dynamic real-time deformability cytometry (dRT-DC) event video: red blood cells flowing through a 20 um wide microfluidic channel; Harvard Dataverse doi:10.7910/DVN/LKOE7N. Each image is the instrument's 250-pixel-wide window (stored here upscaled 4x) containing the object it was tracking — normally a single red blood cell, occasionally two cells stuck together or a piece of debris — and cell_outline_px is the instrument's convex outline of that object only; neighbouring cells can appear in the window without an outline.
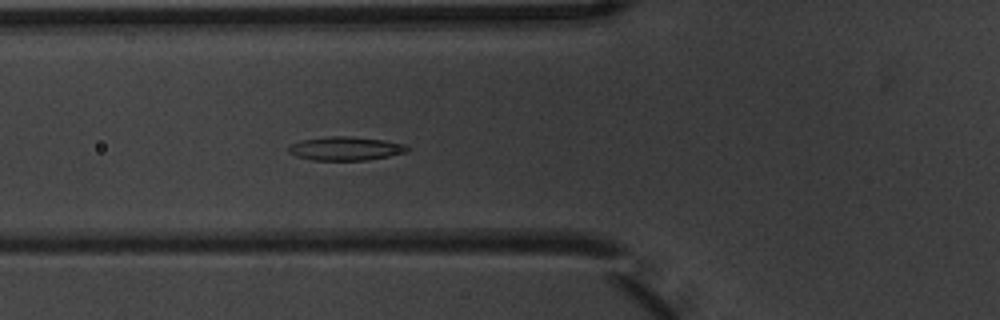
{"species": "common noctule bat (a hibernating species)", "species_latin": "Nyctalus noctula", "temperature_condition": "warm", "stored_images_in_passage": 5, "camera_frame_rate_fps": 3000, "um_per_image_px": 0.085, "animal": {"sex": "male", "body_mass_g": 20.1, "forearm_length_mm": 53.5}, "frame": {"image": 1, "passage_image": 5, "time_ms": 1.333, "image_size_px": [1000, 320], "cell_outline_px": [[408, 152], [368, 160], [312, 160], [296, 156], [288, 152], [288, 148], [292, 144], [300, 140], [332, 136], [348, 136], [384, 140], [404, 144], [408, 148]], "centroid_in_image_um": [29.36, 12.63], "position_along_channel_um": 96.4, "area_um2": 16.3}}